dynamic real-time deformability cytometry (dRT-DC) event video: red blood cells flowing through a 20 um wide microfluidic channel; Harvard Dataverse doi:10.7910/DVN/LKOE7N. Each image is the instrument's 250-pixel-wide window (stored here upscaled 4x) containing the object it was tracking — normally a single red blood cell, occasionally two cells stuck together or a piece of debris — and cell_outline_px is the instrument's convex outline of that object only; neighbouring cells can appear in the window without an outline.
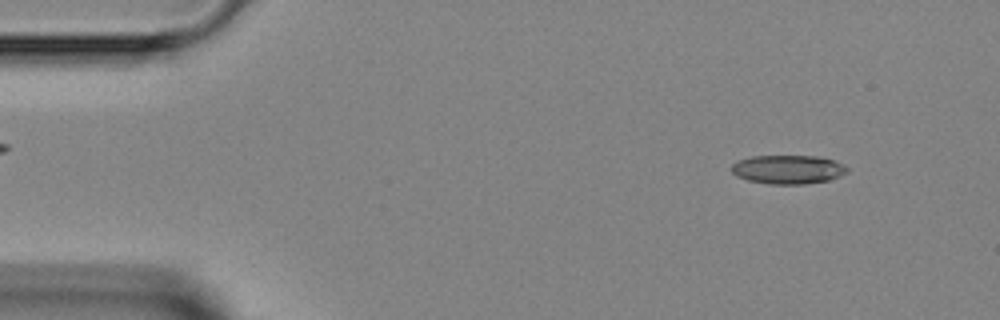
{"species": "Egyptian fruit bat (a non-hibernating species)", "species_latin": "Rousettus aegyptiacus", "temperature_condition": "room temperature", "stored_images_in_passage": 46, "camera_frame_rate_fps": 3000, "um_per_image_px": 0.085, "animal": {"sex": "female"}, "frame": {"image": 1, "passage_image": 4, "time_ms": 1.0, "image_size_px": [1000, 320], "cell_outline_px": [[848, 172], [840, 176], [828, 180], [804, 184], [768, 184], [748, 180], [736, 176], [732, 172], [732, 164], [736, 160], [752, 156], [816, 156], [832, 160], [848, 168]], "centroid_in_image_um": [66.94, 14.4], "position_along_channel_um": 18.1, "area_um2": 19.36}}
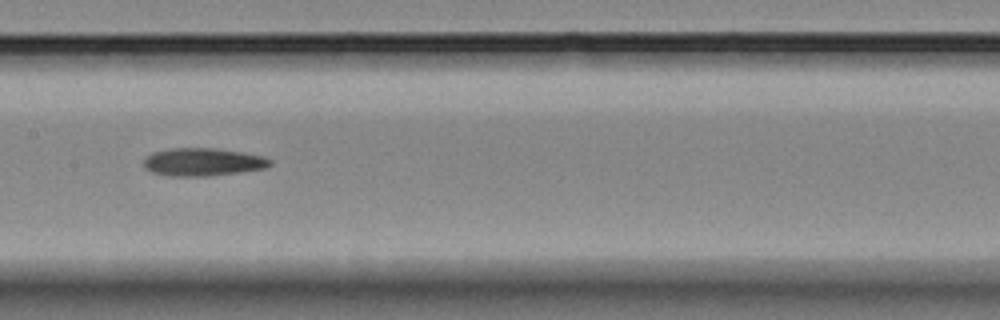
{"frame": {"image": 2, "passage_image": 22, "time_ms": 7.0, "image_size_px": [1000, 320], "cell_outline_px": [[272, 164], [264, 168], [208, 176], [168, 176], [152, 172], [144, 168], [144, 160], [152, 152], [172, 148], [216, 148], [264, 156], [272, 160]], "centroid_in_image_um": [17.22, 13.77], "position_along_channel_um": 190.2, "area_um2": 20.4}}
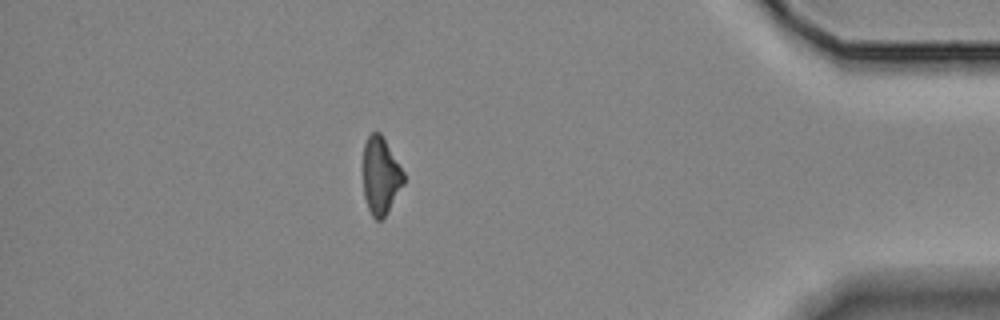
{"frame": {"image": 3, "passage_image": 40, "time_ms": 13.0, "image_size_px": [1000, 320], "cell_outline_px": [[404, 184], [384, 216], [380, 220], [376, 220], [372, 216], [368, 208], [364, 196], [364, 144], [368, 136], [372, 132], [380, 132], [404, 172]], "centroid_in_image_um": [32.36, 14.93], "position_along_channel_um": 402.8, "area_um2": 17.92}}